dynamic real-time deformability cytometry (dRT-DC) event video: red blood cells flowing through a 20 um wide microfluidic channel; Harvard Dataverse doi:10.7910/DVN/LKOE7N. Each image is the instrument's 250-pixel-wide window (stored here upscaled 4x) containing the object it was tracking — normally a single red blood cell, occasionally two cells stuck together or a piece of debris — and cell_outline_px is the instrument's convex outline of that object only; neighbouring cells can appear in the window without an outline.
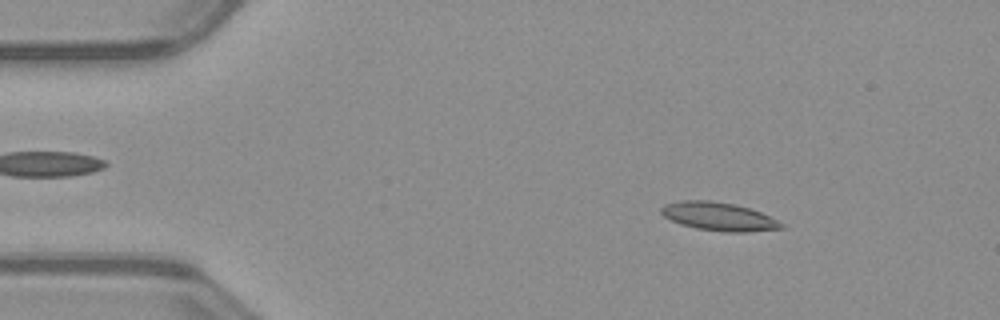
{"species": "common noctule bat (a hibernating species)", "species_latin": "Nyctalus noctula", "temperature_condition": "warm", "stored_images_in_passage": 51, "camera_frame_rate_fps": 3000, "um_per_image_px": 0.085, "animal": {"sex": "male", "body_mass_g": 23.1, "forearm_length_mm": 52.7}, "frame": {"image": 1, "passage_image": 7, "time_ms": 2.0, "image_size_px": [1000, 320], "cell_outline_px": [[784, 228], [744, 232], [724, 232], [696, 228], [680, 224], [664, 216], [660, 212], [660, 208], [664, 204], [680, 200], [708, 200], [736, 204], [760, 212], [784, 224]], "centroid_in_image_um": [61.05, 18.39], "position_along_channel_um": 23.9, "area_um2": 19.77}}
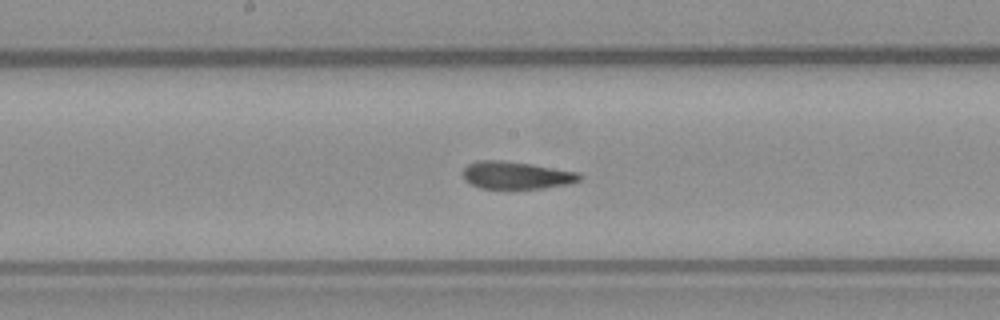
{"frame": {"image": 2, "passage_image": 26, "time_ms": 8.333, "image_size_px": [1000, 320], "cell_outline_px": [[584, 176], [580, 180], [568, 184], [544, 188], [480, 188], [464, 180], [464, 168], [468, 164], [476, 160], [504, 160], [532, 164], [580, 172]], "centroid_in_image_um": [43.92, 14.88], "position_along_channel_um": 204.3, "area_um2": 18.79}}
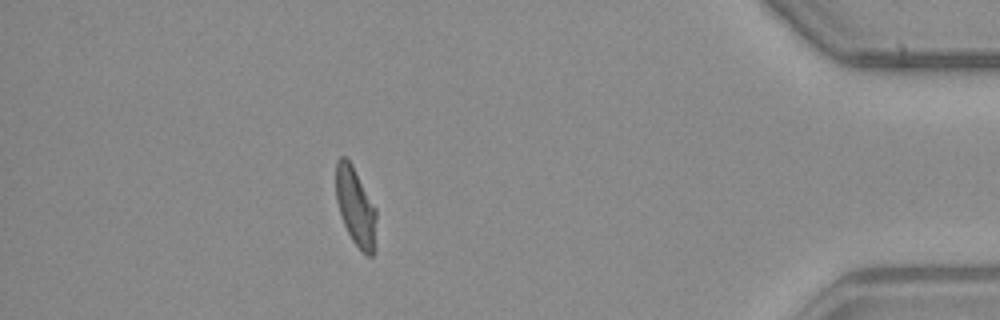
{"frame": {"image": 3, "passage_image": 45, "time_ms": 14.667, "image_size_px": [1000, 320], "cell_outline_px": [[376, 220], [372, 256], [368, 256], [352, 240], [344, 224], [336, 200], [336, 160], [340, 156], [344, 156], [352, 164], [376, 208]], "centroid_in_image_um": [30.2, 17.5], "position_along_channel_um": 405.0, "area_um2": 18.03}, "authors_computed_cell_mechanics": {"area_um2": 19.2474, "velocity_mm_per_s": 3.9994, "shape_relaxation_time_tau1_ms": 7.2682, "shape_relaxation_time_tau2_ms": 2.0957, "deformation_change_tau1": 0.2142, "deformation_change_tau2": 0.1062}}